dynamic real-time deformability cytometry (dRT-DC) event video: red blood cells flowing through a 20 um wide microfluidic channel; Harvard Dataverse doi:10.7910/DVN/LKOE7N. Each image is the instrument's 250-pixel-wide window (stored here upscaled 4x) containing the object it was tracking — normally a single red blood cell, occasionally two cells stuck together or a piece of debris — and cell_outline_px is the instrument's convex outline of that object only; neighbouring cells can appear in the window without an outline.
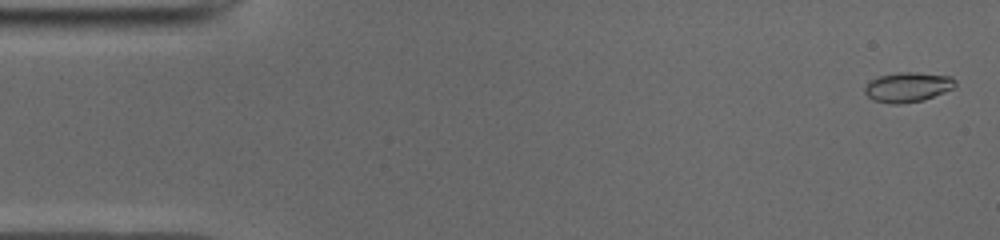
{"species": "common noctule bat (a hibernating species)", "species_latin": "Nyctalus noctula", "temperature_condition": "cold", "stored_images_in_passage": 51, "camera_frame_rate_fps": 3000, "um_per_image_px": 0.085, "animal": {"sex": "male", "body_mass_g": 19.0, "forearm_length_mm": 50.8}, "frame": {"image": 1, "passage_image": 2, "time_ms": 0.333, "image_size_px": [1000, 240], "cell_outline_px": [[956, 84], [952, 88], [944, 92], [924, 100], [900, 104], [892, 104], [872, 100], [864, 92], [864, 88], [868, 80], [880, 76], [900, 72], [916, 72], [952, 76], [956, 80]], "centroid_in_image_um": [77.14, 7.4], "position_along_channel_um": 7.9, "area_um2": 15.84}}
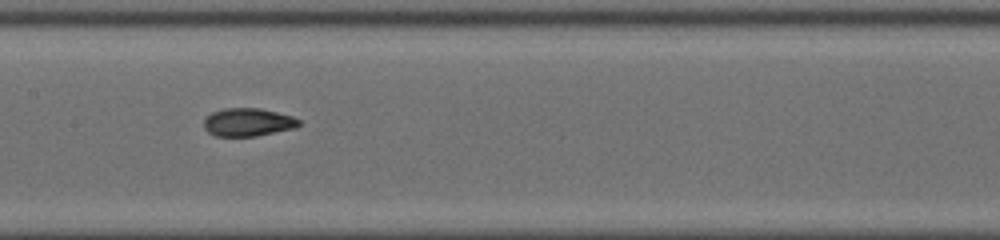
{"frame": {"image": 2, "passage_image": 25, "time_ms": 8.0, "image_size_px": [1000, 240], "cell_outline_px": [[300, 124], [296, 128], [256, 136], [216, 136], [208, 132], [204, 128], [204, 120], [212, 112], [224, 108], [260, 108], [292, 116], [300, 120]], "centroid_in_image_um": [21.08, 10.39], "position_along_channel_um": 186.3, "area_um2": 15.55}}
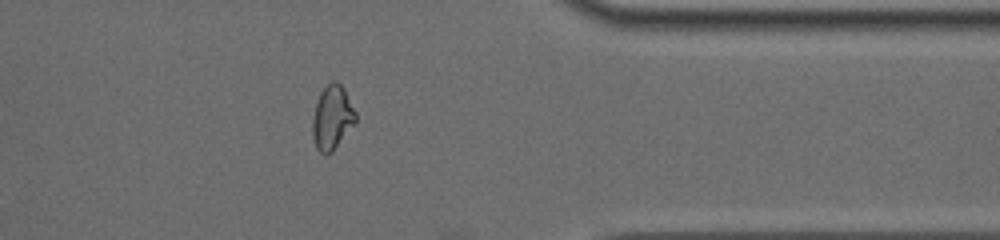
{"frame": {"image": 3, "passage_image": 41, "time_ms": 13.333, "image_size_px": [1000, 240], "cell_outline_px": [[356, 120], [332, 152], [328, 156], [324, 156], [316, 148], [312, 136], [312, 116], [316, 100], [320, 92], [332, 80], [336, 80], [344, 88], [356, 112]], "centroid_in_image_um": [28.2, 9.99], "position_along_channel_um": 383.2, "area_um2": 16.24}, "authors_computed_cell_mechanics": {"area_um2": 15.7794, "velocity_mm_per_s": 3.9694, "shape_relaxation_time_tau1_ms": null, "shape_relaxation_time_tau2_ms": 1.3553, "deformation_change_tau1": null, "deformation_change_tau2": 0.0665}}